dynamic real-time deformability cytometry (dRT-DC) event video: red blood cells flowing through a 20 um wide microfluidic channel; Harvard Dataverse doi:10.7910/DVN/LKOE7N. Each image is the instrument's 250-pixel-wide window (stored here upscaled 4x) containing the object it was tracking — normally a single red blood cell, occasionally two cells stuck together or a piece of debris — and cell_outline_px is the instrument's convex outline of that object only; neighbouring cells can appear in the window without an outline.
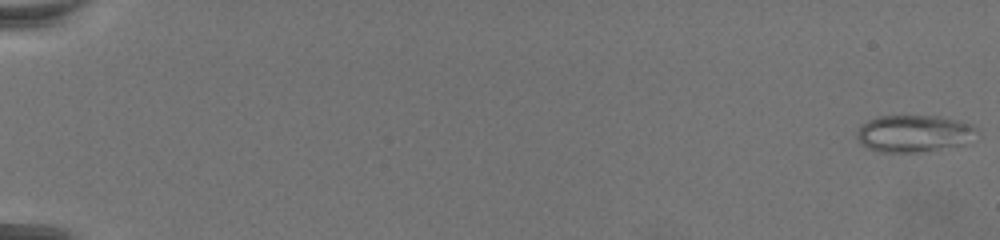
{"species": "common noctule bat (a hibernating species)", "species_latin": "Nyctalus noctula", "temperature_condition": "warm", "stored_images_in_passage": 8, "camera_frame_rate_fps": 3000, "um_per_image_px": 0.085, "animal": {"sex": "female", "body_mass_g": 19.5, "forearm_length_mm": 54.1}, "frame": {"image": 1, "passage_image": 1, "time_ms": 0.0, "image_size_px": [1000, 240], "cell_outline_px": [[976, 128], [972, 144], [916, 152], [880, 152], [868, 148], [860, 144], [856, 136], [856, 132], [868, 120], [876, 116], [940, 116], [972, 124]], "centroid_in_image_um": [77.71, 11.36], "position_along_channel_um": 7.3, "area_um2": 26.07}}